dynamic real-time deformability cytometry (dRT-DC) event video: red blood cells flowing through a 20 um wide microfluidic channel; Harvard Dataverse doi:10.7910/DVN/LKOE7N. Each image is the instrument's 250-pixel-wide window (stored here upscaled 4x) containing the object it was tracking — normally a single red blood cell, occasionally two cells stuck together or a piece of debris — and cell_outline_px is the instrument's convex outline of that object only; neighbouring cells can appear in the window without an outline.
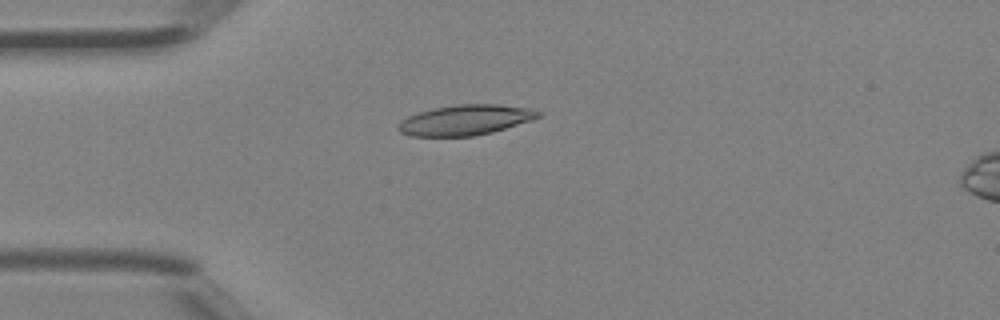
{"species": "Egyptian fruit bat (a non-hibernating species)", "species_latin": "Rousettus aegyptiacus", "temperature_condition": "room temperature", "stored_images_in_passage": 3, "camera_frame_rate_fps": 3000, "um_per_image_px": 0.085, "animal": {"sex": "female"}, "frame": {"image": 1, "passage_image": 3, "time_ms": 0.667, "image_size_px": [1000, 320], "cell_outline_px": [[540, 116], [532, 120], [492, 132], [472, 136], [412, 136], [400, 132], [396, 128], [396, 124], [400, 120], [408, 116], [420, 112], [436, 108], [456, 104], [500, 104], [532, 108], [540, 112]], "centroid_in_image_um": [39.54, 10.19], "position_along_channel_um": 45.5, "area_um2": 24.74}}